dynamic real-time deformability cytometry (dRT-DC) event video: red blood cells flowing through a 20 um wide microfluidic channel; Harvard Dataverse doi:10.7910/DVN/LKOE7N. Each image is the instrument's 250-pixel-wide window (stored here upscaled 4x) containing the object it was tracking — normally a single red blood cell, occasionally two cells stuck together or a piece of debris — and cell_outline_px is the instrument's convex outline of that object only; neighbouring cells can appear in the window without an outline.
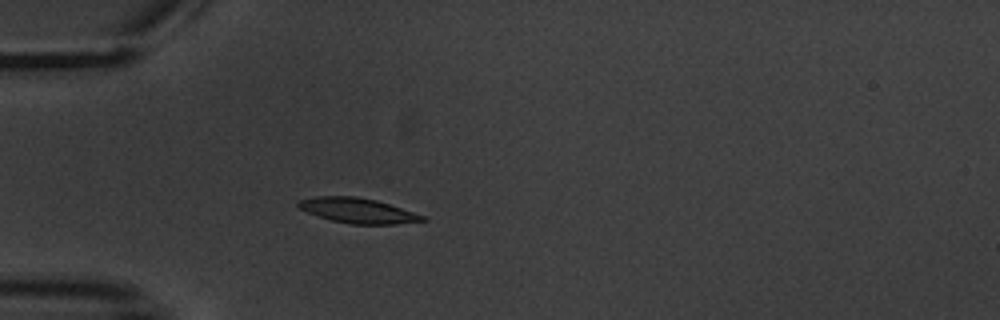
{"species": "common noctule bat (a hibernating species)", "species_latin": "Nyctalus noctula", "temperature_condition": "warm", "stored_images_in_passage": 4, "camera_frame_rate_fps": 3000, "um_per_image_px": 0.085, "animal": {"sex": "male", "body_mass_g": 20.1, "forearm_length_mm": 53.5}, "frame": {"image": 1, "passage_image": 4, "time_ms": 3.667, "image_size_px": [1000, 320], "cell_outline_px": [[428, 220], [396, 224], [352, 224], [332, 220], [308, 212], [300, 208], [296, 204], [296, 200], [316, 196], [356, 196], [376, 200], [424, 216]], "centroid_in_image_um": [30.37, 17.89], "position_along_channel_um": 54.6, "area_um2": 17.86}}